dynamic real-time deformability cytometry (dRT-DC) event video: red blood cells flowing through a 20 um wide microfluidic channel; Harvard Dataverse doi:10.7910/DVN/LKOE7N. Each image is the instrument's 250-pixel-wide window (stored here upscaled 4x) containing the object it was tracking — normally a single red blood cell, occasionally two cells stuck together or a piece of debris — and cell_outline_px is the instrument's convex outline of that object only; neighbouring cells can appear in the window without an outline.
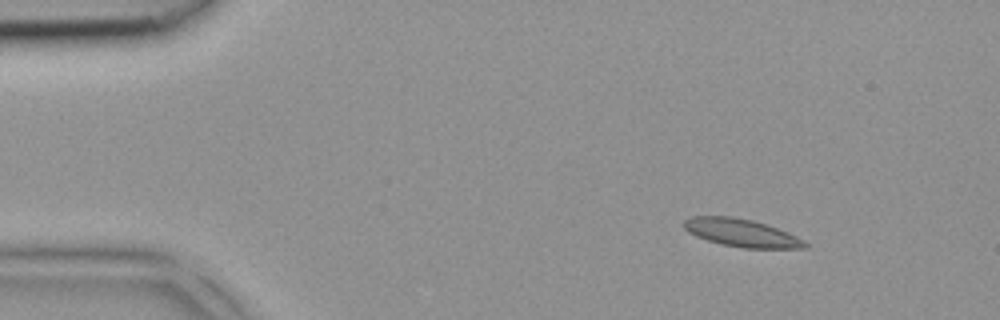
{"species": "common noctule bat (a hibernating species)", "species_latin": "Nyctalus noctula", "temperature_condition": "room temperature", "stored_images_in_passage": 3, "camera_frame_rate_fps": 3000, "um_per_image_px": 0.085, "animal": {"sex": "female", "body_mass_g": 18.4}, "frame": {"image": 1, "passage_image": 1, "time_ms": 0.0, "image_size_px": [1000, 320], "cell_outline_px": [[808, 248], [744, 248], [724, 244], [708, 240], [696, 236], [688, 232], [684, 228], [684, 220], [692, 216], [732, 216], [752, 220], [788, 232], [804, 240], [808, 244]], "centroid_in_image_um": [63.03, 19.79], "position_along_channel_um": 22.0, "area_um2": 19.42}}